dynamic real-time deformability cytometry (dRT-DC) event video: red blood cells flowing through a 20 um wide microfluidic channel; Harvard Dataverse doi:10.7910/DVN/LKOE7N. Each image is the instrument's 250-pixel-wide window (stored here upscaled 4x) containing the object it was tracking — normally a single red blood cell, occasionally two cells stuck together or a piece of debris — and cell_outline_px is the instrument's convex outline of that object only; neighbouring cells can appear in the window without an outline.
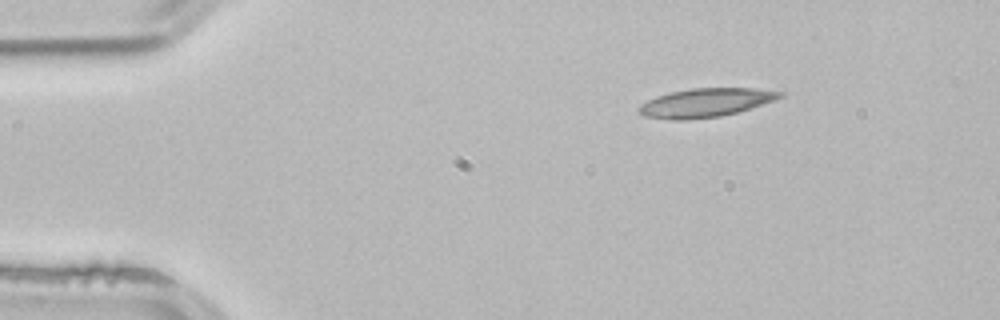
{"species": "common noctule bat (a hibernating species)", "species_latin": "Nyctalus noctula", "temperature_condition": "room temperature", "stored_images_in_passage": 3, "camera_frame_rate_fps": 3000, "um_per_image_px": 0.085, "animal": {"sex": "male", "body_mass_g": 21.5, "forearm_length_mm": 52.0}, "frame": {"image": 1, "passage_image": 1, "time_ms": 0.0, "image_size_px": [1000, 320], "cell_outline_px": [[784, 96], [776, 100], [736, 112], [720, 116], [684, 120], [672, 120], [644, 116], [636, 108], [640, 104], [656, 96], [672, 92], [692, 88], [752, 88], [784, 92]], "centroid_in_image_um": [59.97, 8.72], "position_along_channel_um": 25.0, "area_um2": 23.47}}
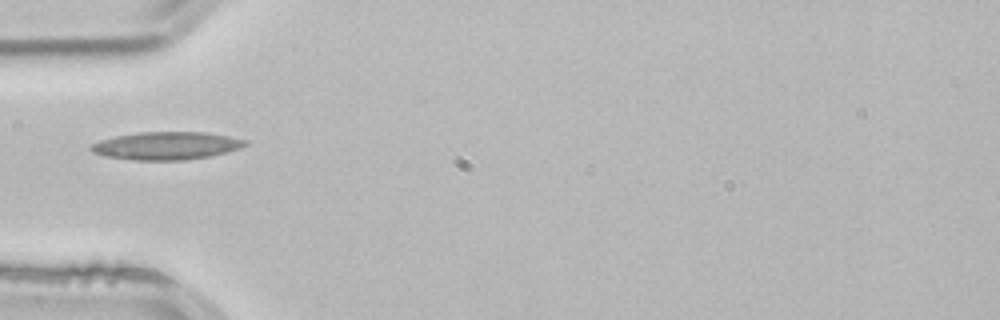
{"frame": {"image": 2, "passage_image": 3, "time_ms": 0.667, "image_size_px": [1000, 320], "cell_outline_px": [[248, 144], [240, 148], [208, 156], [184, 160], [132, 160], [104, 156], [92, 152], [88, 148], [92, 144], [100, 140], [116, 136], [140, 132], [204, 132], [228, 136], [248, 140]], "centroid_in_image_um": [14.11, 12.38], "position_along_channel_um": 70.9, "area_um2": 24.91}}